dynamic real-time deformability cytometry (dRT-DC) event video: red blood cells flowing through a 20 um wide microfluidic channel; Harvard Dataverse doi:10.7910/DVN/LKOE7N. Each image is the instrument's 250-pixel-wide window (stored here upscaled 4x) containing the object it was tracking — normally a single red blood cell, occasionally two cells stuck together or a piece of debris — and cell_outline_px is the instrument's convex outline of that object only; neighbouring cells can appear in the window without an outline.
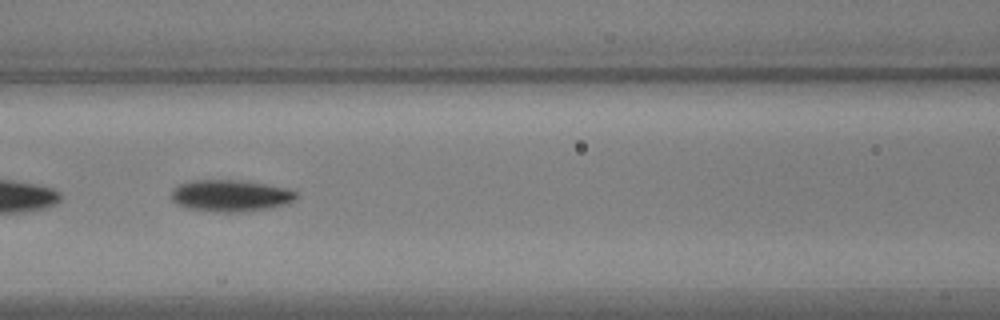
{"species": "common noctule bat (a hibernating species)", "species_latin": "Nyctalus noctula", "temperature_condition": "warm", "stored_images_in_passage": 53, "camera_frame_rate_fps": 3000, "um_per_image_px": 0.085, "animal": {"sex": "male", "body_mass_g": 17.9, "forearm_length_mm": 54.2}, "frame": {"image": 1, "passage_image": 23, "time_ms": 7.333, "image_size_px": [1000, 320], "cell_outline_px": [[296, 200], [272, 208], [240, 212], [220, 212], [188, 208], [176, 204], [172, 200], [172, 188], [180, 184], [192, 180], [240, 180], [288, 188], [296, 192]], "centroid_in_image_um": [19.59, 16.63], "position_along_channel_um": 147.0, "area_um2": 23.06}, "authors_computed_cell_mechanics": {"area_um2": 22.7732, "velocity_mm_per_s": 3.832, "shape_relaxation_time_tau1_ms": 2.7782, "shape_relaxation_time_tau2_ms": 2.0908, "deformation_change_tau1": 0.1398, "deformation_change_tau2": 0.0569}}